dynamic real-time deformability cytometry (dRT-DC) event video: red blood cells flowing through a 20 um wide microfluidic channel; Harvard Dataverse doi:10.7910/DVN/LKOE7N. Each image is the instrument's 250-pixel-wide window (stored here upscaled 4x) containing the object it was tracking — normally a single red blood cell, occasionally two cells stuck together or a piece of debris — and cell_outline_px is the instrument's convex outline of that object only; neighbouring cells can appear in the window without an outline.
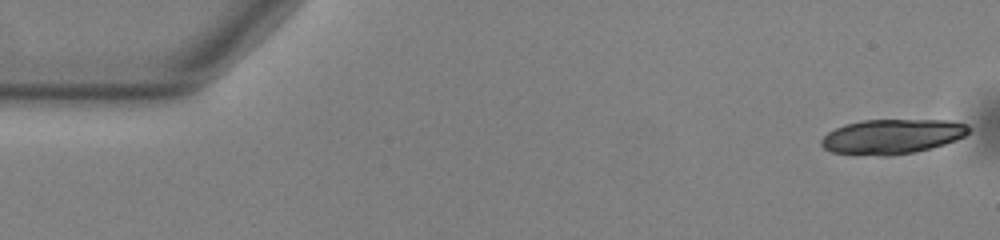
{"species": "common noctule bat (a hibernating species)", "species_latin": "Nyctalus noctula", "temperature_condition": "warm", "stored_images_in_passage": 16, "camera_frame_rate_fps": 3000, "um_per_image_px": 0.085, "animal": {"sex": "male", "body_mass_g": 13.0, "forearm_length_mm": 53.1}, "frame": {"image": 1, "passage_image": 1, "time_ms": 0.0, "image_size_px": [1000, 240], "cell_outline_px": [[972, 128], [964, 136], [956, 140], [944, 144], [916, 152], [888, 156], [880, 156], [832, 152], [824, 148], [820, 144], [820, 140], [828, 132], [844, 124], [864, 120], [948, 120], [968, 124]], "centroid_in_image_um": [75.84, 11.6], "position_along_channel_um": 9.2, "area_um2": 29.94}}
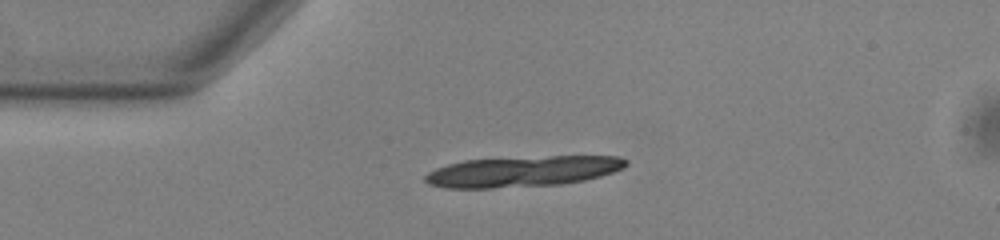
{"frame": {"image": 2, "passage_image": 12, "time_ms": 3.667, "image_size_px": [1000, 240], "cell_outline_px": [[628, 164], [624, 168], [600, 176], [584, 180], [560, 184], [492, 188], [444, 188], [428, 184], [424, 180], [424, 176], [428, 172], [436, 168], [448, 164], [464, 160], [548, 156], [620, 156], [628, 160]], "centroid_in_image_um": [44.42, 14.57], "position_along_channel_um": 40.6, "area_um2": 35.95}}